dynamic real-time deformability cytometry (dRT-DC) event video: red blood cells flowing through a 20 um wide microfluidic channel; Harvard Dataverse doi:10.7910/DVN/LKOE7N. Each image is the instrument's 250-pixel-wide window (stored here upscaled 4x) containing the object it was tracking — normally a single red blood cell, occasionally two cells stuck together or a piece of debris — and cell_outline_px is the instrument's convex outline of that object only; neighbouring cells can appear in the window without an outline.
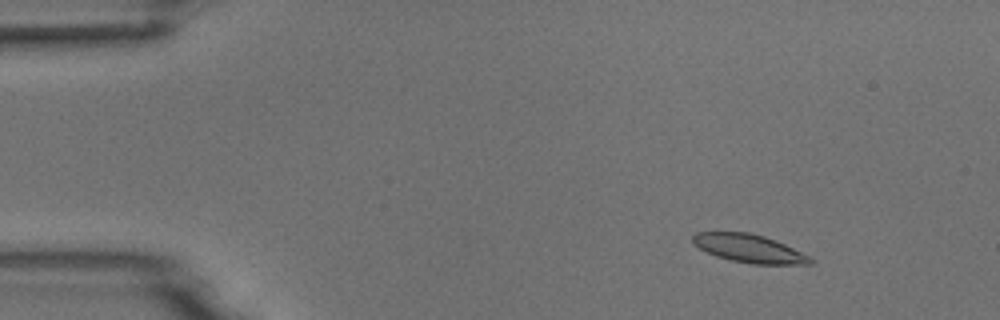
{"species": "common noctule bat (a hibernating species)", "species_latin": "Nyctalus noctula", "temperature_condition": "room temperature", "stored_images_in_passage": 6, "camera_frame_rate_fps": 3000, "um_per_image_px": 0.085, "animal": {"sex": "male", "body_mass_g": 18.8}, "frame": {"image": 1, "passage_image": 2, "time_ms": 0.333, "image_size_px": [1000, 320], "cell_outline_px": [[816, 260], [812, 264], [752, 264], [732, 260], [716, 256], [692, 244], [692, 236], [696, 232], [748, 232], [764, 236], [776, 240]], "centroid_in_image_um": [63.66, 21.11], "position_along_channel_um": 21.3, "area_um2": 19.19}}
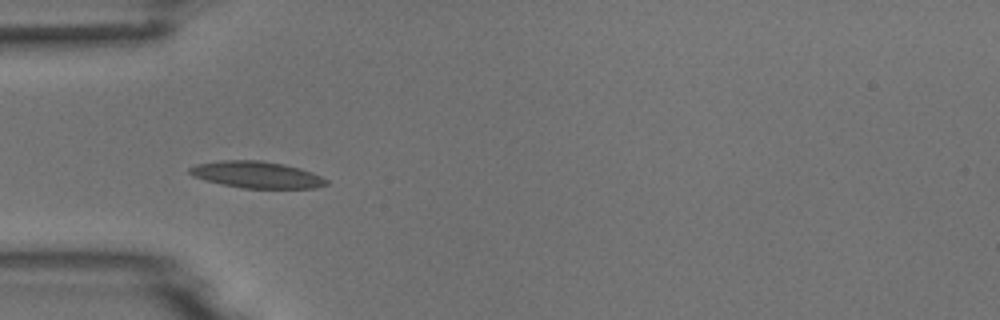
{"frame": {"image": 2, "passage_image": 5, "time_ms": 1.333, "image_size_px": [1000, 320], "cell_outline_px": [[328, 184], [316, 188], [244, 188], [204, 180], [192, 176], [188, 172], [188, 168], [196, 164], [220, 160], [260, 160], [284, 164], [300, 168], [312, 172], [328, 180]], "centroid_in_image_um": [21.81, 14.84], "position_along_channel_um": 63.2, "area_um2": 21.27}}